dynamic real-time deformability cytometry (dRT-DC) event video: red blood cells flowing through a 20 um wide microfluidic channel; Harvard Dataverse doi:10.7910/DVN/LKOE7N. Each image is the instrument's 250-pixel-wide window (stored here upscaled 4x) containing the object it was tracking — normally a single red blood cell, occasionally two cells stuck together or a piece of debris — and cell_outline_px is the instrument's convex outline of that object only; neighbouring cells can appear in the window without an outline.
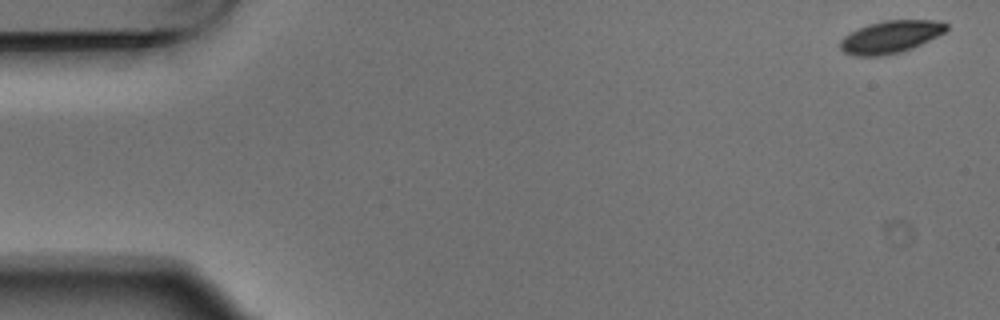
{"species": "Egyptian fruit bat (a non-hibernating species)", "species_latin": "Rousettus aegyptiacus", "temperature_condition": "warm", "stored_images_in_passage": 5, "segment_of_instrument_passage": [2, 2], "camera_frame_rate_fps": 3000, "um_per_image_px": 0.085, "animal": {"sex": "male"}, "frame": {"image": 1, "passage_image": 5, "time_ms": 1.333, "image_size_px": [1000, 320], "cell_outline_px": [[948, 28], [944, 32], [912, 48], [900, 52], [880, 56], [856, 56], [844, 52], [840, 48], [840, 40], [844, 36], [868, 24], [884, 20], [936, 20], [948, 24]], "centroid_in_image_um": [75.69, 3.13], "position_along_channel_um": 9.3, "area_um2": 19.83}}